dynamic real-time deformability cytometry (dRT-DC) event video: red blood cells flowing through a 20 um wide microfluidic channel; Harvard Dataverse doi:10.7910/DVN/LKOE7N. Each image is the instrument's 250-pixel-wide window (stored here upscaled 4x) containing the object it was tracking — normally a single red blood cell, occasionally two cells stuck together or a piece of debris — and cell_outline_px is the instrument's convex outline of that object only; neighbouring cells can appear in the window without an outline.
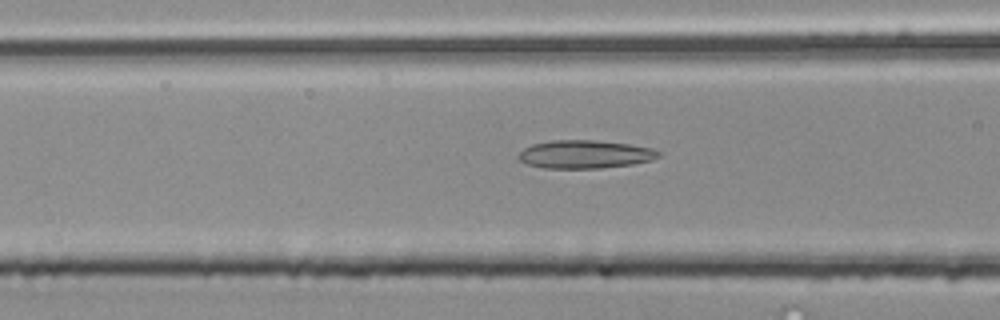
{"species": "common noctule bat (a hibernating species)", "species_latin": "Nyctalus noctula", "temperature_condition": "room temperature", "stored_images_in_passage": 41, "camera_frame_rate_fps": 3000, "um_per_image_px": 0.085, "animal": {"sex": "male", "body_mass_g": 20.4}, "frame": {"image": 1, "passage_image": 9, "time_ms": 2.667, "image_size_px": [1000, 320], "cell_outline_px": [[660, 156], [652, 160], [632, 164], [600, 168], [544, 168], [528, 164], [520, 160], [520, 152], [524, 148], [532, 144], [552, 140], [596, 140], [628, 144], [652, 148], [660, 152]], "centroid_in_image_um": [49.74, 13.11], "position_along_channel_um": 116.9, "area_um2": 22.83}}
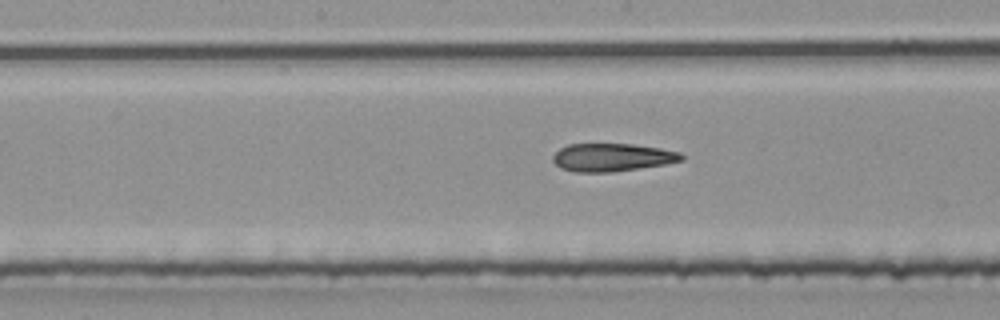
{"frame": {"image": 2, "passage_image": 15, "time_ms": 4.667, "image_size_px": [1000, 320], "cell_outline_px": [[684, 160], [664, 164], [612, 172], [572, 172], [560, 168], [552, 160], [552, 156], [560, 148], [568, 144], [632, 144], [660, 148], [680, 152], [684, 156]], "centroid_in_image_um": [52.01, 13.38], "position_along_channel_um": 196.2, "area_um2": 20.98}}
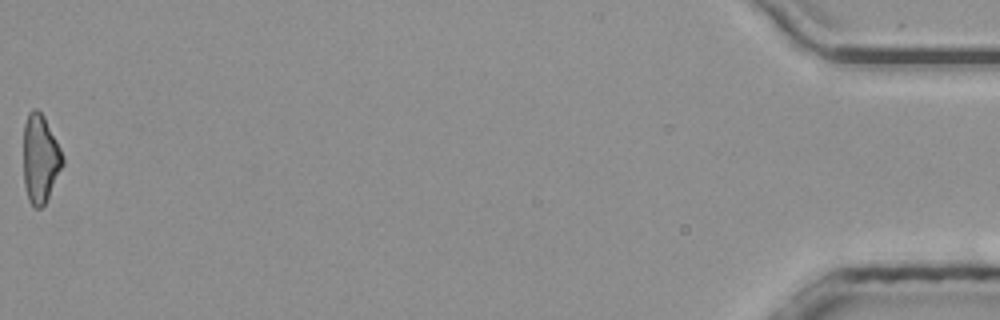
{"frame": {"image": 3, "passage_image": 41, "time_ms": 13.333, "image_size_px": [1000, 320], "cell_outline_px": [[64, 164], [44, 204], [40, 208], [32, 208], [28, 200], [24, 184], [24, 124], [28, 112], [32, 108], [36, 108], [44, 116], [64, 156]], "centroid_in_image_um": [3.41, 13.49], "position_along_channel_um": 431.8, "area_um2": 20.17}, "authors_computed_cell_mechanics": {"area_um2": 21.2704, "velocity_mm_per_s": 3.9428, "shape_relaxation_time_tau1_ms": null, "shape_relaxation_time_tau2_ms": 4.7508, "deformation_change_tau1": null, "deformation_change_tau2": 0.1578}}